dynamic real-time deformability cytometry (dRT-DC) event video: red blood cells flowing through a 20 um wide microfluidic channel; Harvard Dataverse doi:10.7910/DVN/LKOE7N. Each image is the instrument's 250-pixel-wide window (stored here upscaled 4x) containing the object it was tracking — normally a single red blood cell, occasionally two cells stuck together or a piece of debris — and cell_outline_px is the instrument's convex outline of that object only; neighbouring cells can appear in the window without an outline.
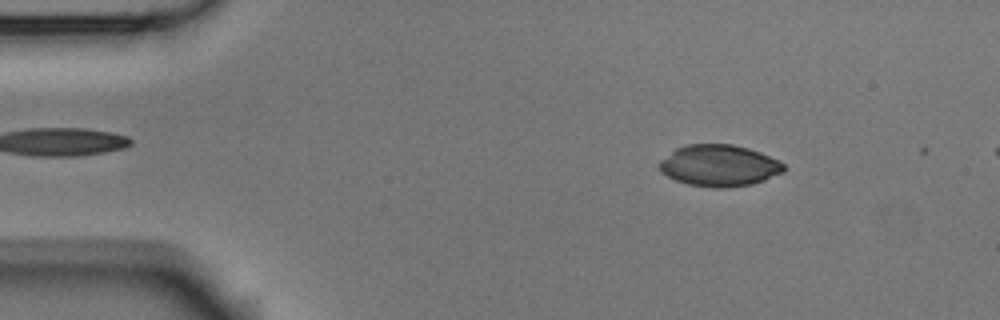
{"species": "Egyptian fruit bat (a non-hibernating species)", "species_latin": "Rousettus aegyptiacus", "temperature_condition": "room temperature", "stored_images_in_passage": 2, "camera_frame_rate_fps": 3000, "um_per_image_px": 0.085, "animal": {"sex": "male"}, "frame": {"image": 1, "passage_image": 1, "time_ms": 0.0, "image_size_px": [1000, 320], "cell_outline_px": [[784, 172], [764, 180], [752, 184], [728, 188], [716, 188], [688, 184], [676, 180], [660, 172], [656, 164], [660, 160], [676, 148], [688, 144], [732, 144], [748, 148], [760, 152], [784, 164]], "centroid_in_image_um": [61.09, 14.08], "position_along_channel_um": 23.9, "area_um2": 30.17}}